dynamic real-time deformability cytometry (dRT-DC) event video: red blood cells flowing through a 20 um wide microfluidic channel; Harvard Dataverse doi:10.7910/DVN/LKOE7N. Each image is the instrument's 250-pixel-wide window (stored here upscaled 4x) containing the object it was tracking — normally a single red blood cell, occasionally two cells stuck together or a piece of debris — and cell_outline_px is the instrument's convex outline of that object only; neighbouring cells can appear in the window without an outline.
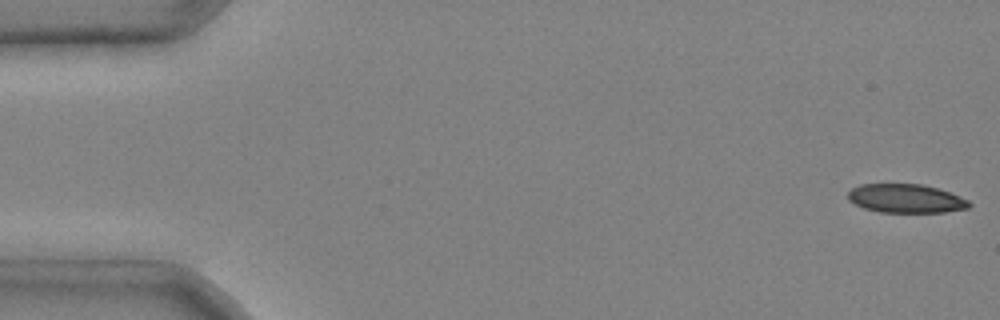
{"species": "common noctule bat (a hibernating species)", "species_latin": "Nyctalus noctula", "temperature_condition": "cold", "stored_images_in_passage": 5, "camera_frame_rate_fps": 3000, "um_per_image_px": 0.085, "animal": {"sex": "male", "body_mass_g": 20.4}, "frame": {"image": 1, "passage_image": 1, "time_ms": 0.0, "image_size_px": [1000, 320], "cell_outline_px": [[972, 204], [968, 208], [944, 212], [880, 212], [864, 208], [848, 200], [848, 192], [852, 188], [860, 184], [924, 184], [960, 196], [968, 200]], "centroid_in_image_um": [76.99, 16.87], "position_along_channel_um": 8.0, "area_um2": 20.23}}
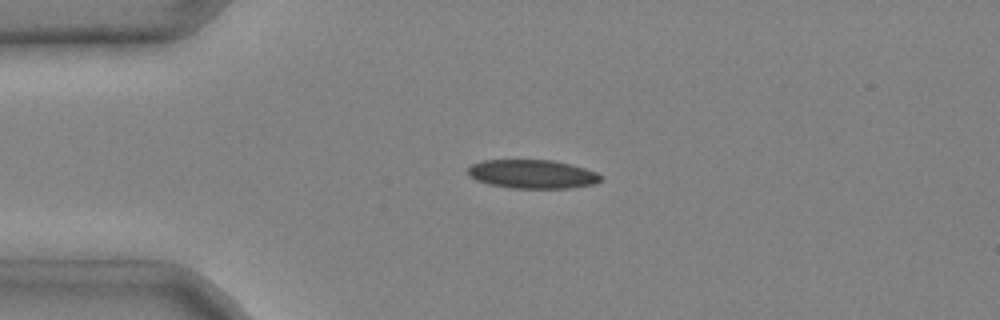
{"frame": {"image": 2, "passage_image": 4, "time_ms": 1.0, "image_size_px": [1000, 320], "cell_outline_px": [[604, 176], [596, 184], [568, 188], [512, 188], [488, 184], [476, 180], [468, 176], [468, 168], [472, 164], [484, 160], [552, 160], [584, 168], [596, 172]], "centroid_in_image_um": [45.24, 14.8], "position_along_channel_um": 39.8, "area_um2": 22.25}}
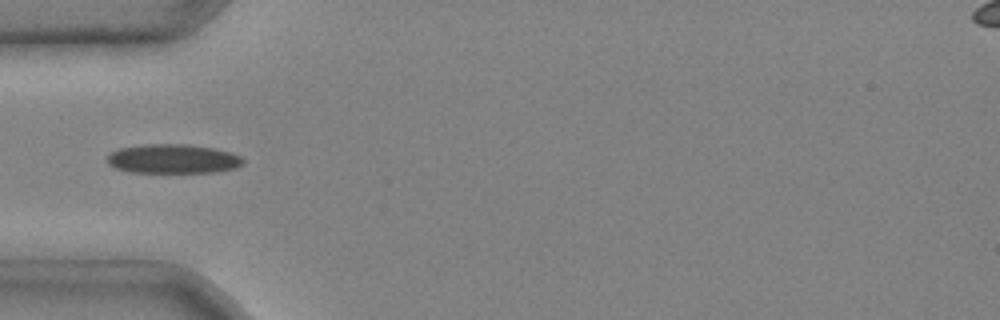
{"frame": {"image": 3, "passage_image": 5, "time_ms": 1.333, "image_size_px": [1000, 320], "cell_outline_px": [[244, 164], [236, 168], [212, 172], [128, 172], [116, 168], [108, 164], [108, 156], [112, 152], [120, 148], [144, 144], [188, 144], [212, 148], [228, 152], [240, 156], [244, 160]], "centroid_in_image_um": [14.7, 13.5], "position_along_channel_um": 70.3, "area_um2": 23.0}}